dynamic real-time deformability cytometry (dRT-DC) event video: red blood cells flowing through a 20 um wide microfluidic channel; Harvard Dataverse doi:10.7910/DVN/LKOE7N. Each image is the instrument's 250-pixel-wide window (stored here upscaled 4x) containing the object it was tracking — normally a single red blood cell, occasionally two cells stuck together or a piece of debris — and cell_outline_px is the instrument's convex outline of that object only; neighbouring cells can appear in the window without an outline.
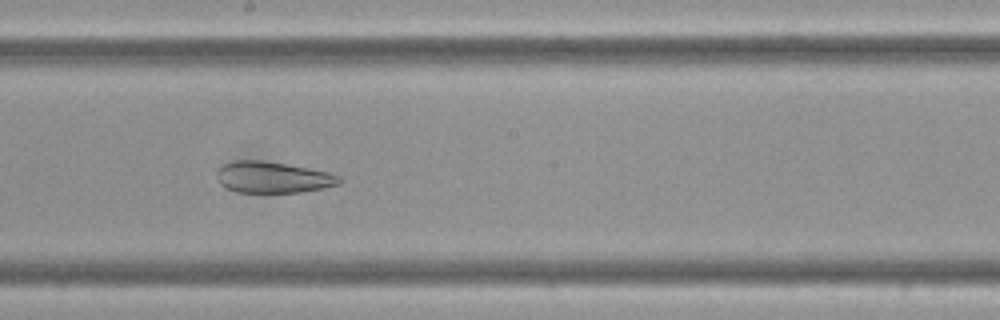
{"species": "Egyptian fruit bat (a non-hibernating species)", "species_latin": "Rousettus aegyptiacus", "temperature_condition": "cold", "stored_images_in_passage": 8, "camera_frame_rate_fps": 3000, "um_per_image_px": 0.085, "frame": {"image": 1, "passage_image": 7, "time_ms": 2.0, "image_size_px": [1000, 320], "cell_outline_px": [[344, 180], [340, 184], [324, 188], [300, 192], [236, 192], [220, 184], [216, 176], [220, 168], [224, 164], [236, 160], [260, 160], [308, 168], [328, 172], [340, 176]], "centroid_in_image_um": [23.22, 15.08], "position_along_channel_um": 225.0, "area_um2": 22.2}}